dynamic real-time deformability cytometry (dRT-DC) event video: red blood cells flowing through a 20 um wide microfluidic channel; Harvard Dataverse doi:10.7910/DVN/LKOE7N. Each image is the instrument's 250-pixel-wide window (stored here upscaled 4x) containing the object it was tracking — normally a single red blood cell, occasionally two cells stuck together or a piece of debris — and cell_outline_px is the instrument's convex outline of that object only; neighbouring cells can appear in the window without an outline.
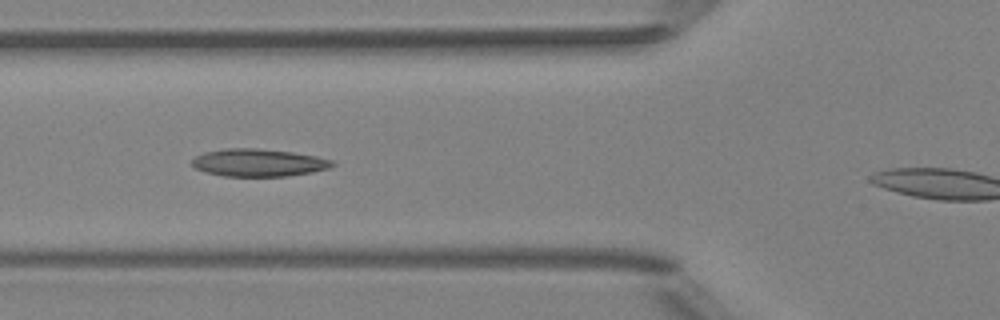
{"species": "Egyptian fruit bat (a non-hibernating species)", "species_latin": "Rousettus aegyptiacus", "temperature_condition": "room temperature", "stored_images_in_passage": 6, "camera_frame_rate_fps": 3000, "um_per_image_px": 0.085, "animal": {"sex": "female"}, "frame": {"image": 1, "passage_image": 4, "time_ms": 1.0, "image_size_px": [1000, 320], "cell_outline_px": [[336, 164], [328, 168], [312, 172], [288, 176], [224, 176], [204, 172], [192, 168], [192, 160], [196, 156], [204, 152], [224, 148], [256, 148], [292, 152], [316, 156], [332, 160]], "centroid_in_image_um": [21.94, 13.82], "position_along_channel_um": 103.9, "area_um2": 22.66}}